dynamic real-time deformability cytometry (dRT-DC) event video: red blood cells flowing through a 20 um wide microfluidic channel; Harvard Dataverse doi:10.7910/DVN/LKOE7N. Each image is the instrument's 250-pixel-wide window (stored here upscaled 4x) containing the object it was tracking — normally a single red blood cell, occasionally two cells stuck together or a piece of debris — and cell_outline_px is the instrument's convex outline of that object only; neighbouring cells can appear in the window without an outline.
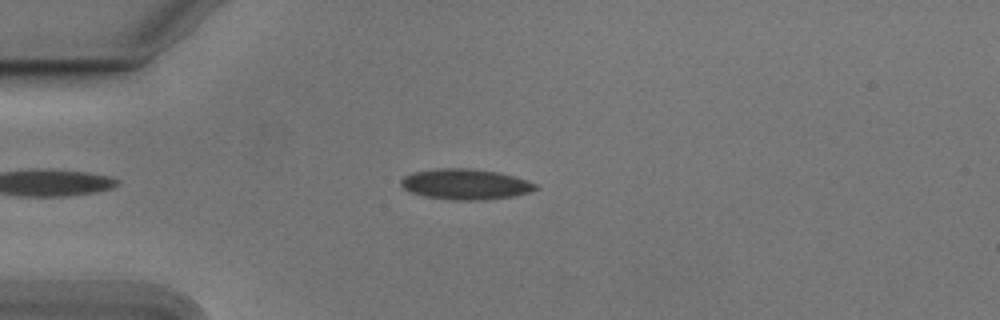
{"species": "Egyptian fruit bat (a non-hibernating species)", "species_latin": "Rousettus aegyptiacus", "temperature_condition": "cold", "stored_images_in_passage": 8, "camera_frame_rate_fps": 3000, "um_per_image_px": 0.085, "animal": {"sex": "male"}, "frame": {"image": 1, "passage_image": 4, "time_ms": 1.0, "image_size_px": [1000, 320], "cell_outline_px": [[540, 188], [516, 196], [484, 200], [452, 200], [424, 196], [412, 192], [404, 188], [400, 184], [400, 180], [404, 176], [412, 172], [436, 168], [472, 168], [496, 172], [512, 176], [536, 184]], "centroid_in_image_um": [39.54, 15.66], "position_along_channel_um": 45.5, "area_um2": 23.99}}